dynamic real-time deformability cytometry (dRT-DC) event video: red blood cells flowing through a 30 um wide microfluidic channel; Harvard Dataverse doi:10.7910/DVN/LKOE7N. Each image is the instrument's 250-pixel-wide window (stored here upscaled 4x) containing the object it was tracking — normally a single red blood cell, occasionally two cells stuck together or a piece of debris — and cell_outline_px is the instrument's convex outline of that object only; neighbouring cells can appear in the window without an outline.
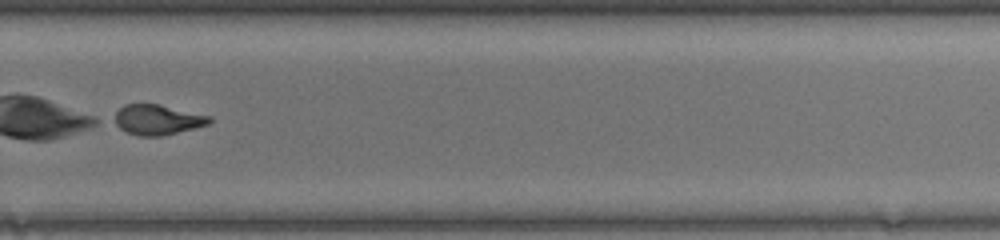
{"species": "common noctule bat (a hibernating species)", "species_latin": "Nyctalus noctula", "temperature_condition": "warm", "stored_images_in_passage": 47, "camera_frame_rate_fps": 3000, "um_per_image_px": 0.085, "animal": {"sex": "female", "body_mass_g": 17.0, "forearm_length_mm": 48.0}, "frame": {"image": 1, "passage_image": 34, "time_ms": 11.0, "image_size_px": [1000, 240], "cell_outline_px": [[212, 120], [208, 124], [160, 136], [140, 136], [128, 132], [112, 124], [108, 120], [124, 104], [160, 104], [212, 116]], "centroid_in_image_um": [13.31, 10.16], "position_along_channel_um": 316.5, "area_um2": 16.88}}